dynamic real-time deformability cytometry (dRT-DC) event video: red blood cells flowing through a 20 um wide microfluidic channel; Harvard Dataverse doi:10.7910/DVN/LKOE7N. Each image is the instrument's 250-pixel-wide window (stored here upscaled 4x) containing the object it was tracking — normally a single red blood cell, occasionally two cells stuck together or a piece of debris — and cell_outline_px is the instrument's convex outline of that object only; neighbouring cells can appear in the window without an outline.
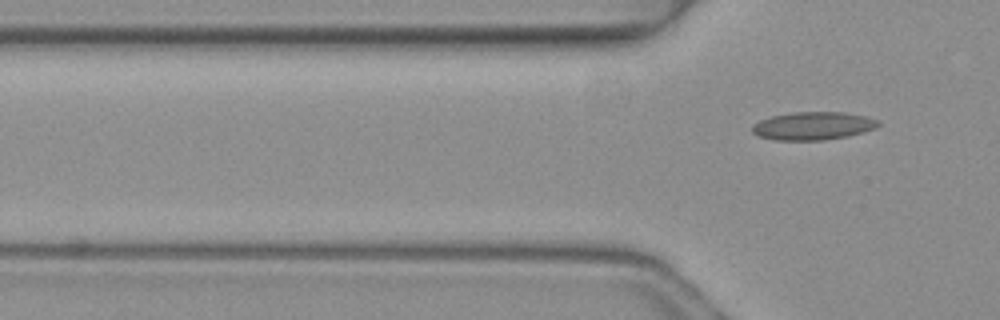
{"species": "common noctule bat (a hibernating species)", "species_latin": "Nyctalus noctula", "temperature_condition": "warm", "stored_images_in_passage": 6, "camera_frame_rate_fps": 3000, "um_per_image_px": 0.085, "animal": {"sex": "female", "body_mass_g": 19.3, "forearm_length_mm": 54.1}, "frame": {"image": 1, "passage_image": 6, "time_ms": 1.667, "image_size_px": [1000, 320], "cell_outline_px": [[880, 124], [876, 128], [848, 136], [824, 140], [776, 140], [760, 136], [752, 132], [752, 124], [760, 120], [772, 116], [792, 112], [844, 112], [864, 116], [880, 120]], "centroid_in_image_um": [69.12, 10.69], "position_along_channel_um": 56.7, "area_um2": 20.58}}